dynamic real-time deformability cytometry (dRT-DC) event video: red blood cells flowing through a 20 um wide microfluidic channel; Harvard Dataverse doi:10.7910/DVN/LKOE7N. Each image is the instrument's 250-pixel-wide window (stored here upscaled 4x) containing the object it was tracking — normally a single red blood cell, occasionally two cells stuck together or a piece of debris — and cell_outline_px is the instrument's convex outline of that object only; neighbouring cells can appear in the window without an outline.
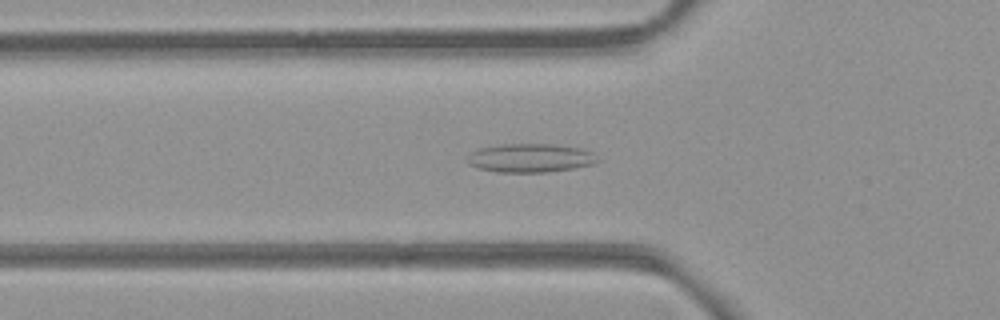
{"species": "common noctule bat (a hibernating species)", "species_latin": "Nyctalus noctula", "temperature_condition": "room temperature", "stored_images_in_passage": 54, "camera_frame_rate_fps": 3000, "um_per_image_px": 0.085, "animal": {"sex": "female", "body_mass_g": 21.9}, "frame": {"image": 1, "passage_image": 19, "time_ms": 6.0, "image_size_px": [1000, 320], "cell_outline_px": [[600, 160], [592, 164], [576, 168], [548, 172], [496, 172], [480, 168], [468, 164], [468, 156], [476, 148], [500, 144], [552, 144], [580, 148], [592, 152]], "centroid_in_image_um": [45.08, 13.42], "position_along_channel_um": 80.7, "area_um2": 21.85}}
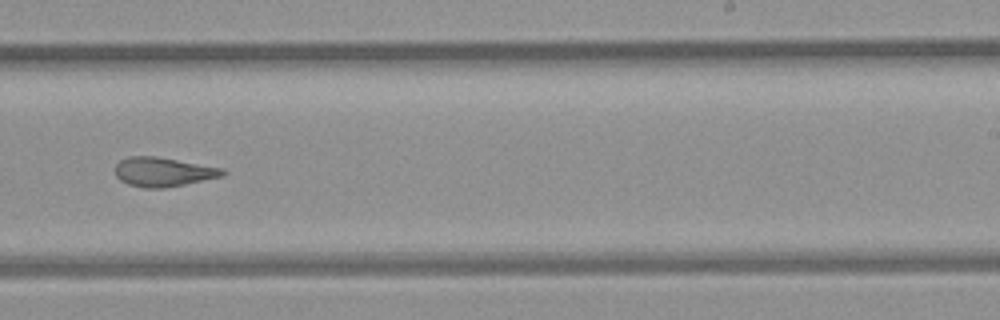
{"frame": {"image": 2, "passage_image": 34, "time_ms": 11.0, "image_size_px": [1000, 320], "cell_outline_px": [[228, 172], [224, 176], [164, 188], [144, 188], [128, 184], [120, 180], [116, 176], [116, 164], [120, 160], [128, 156], [156, 156], [224, 168]], "centroid_in_image_um": [13.89, 14.61], "position_along_channel_um": 275.1, "area_um2": 18.38}}
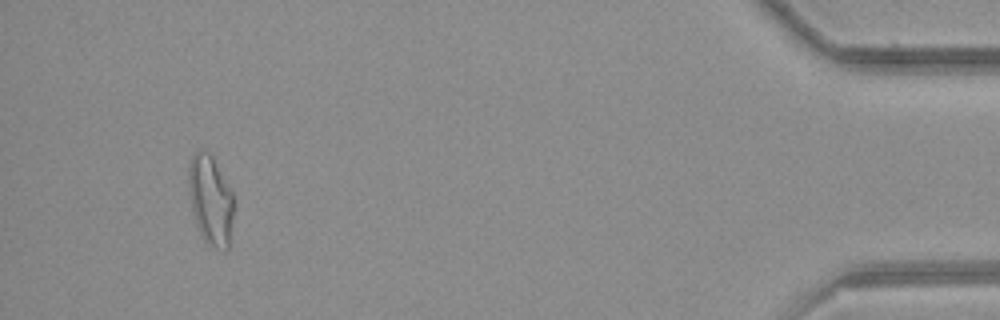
{"frame": {"image": 3, "passage_image": 51, "time_ms": 16.667, "image_size_px": [1000, 320], "cell_outline_px": [[232, 216], [228, 248], [224, 252], [208, 244], [204, 240], [196, 224], [192, 212], [188, 184], [188, 168], [192, 152], [200, 148], [204, 148], [212, 156], [232, 192]], "centroid_in_image_um": [17.86, 16.96], "position_along_channel_um": 417.3, "area_um2": 23.52}, "authors_computed_cell_mechanics": {"area_um2": 20.7502, "velocity_mm_per_s": 3.8757, "shape_relaxation_time_tau1_ms": null, "shape_relaxation_time_tau2_ms": 3.236, "deformation_change_tau1": null, "deformation_change_tau2": 0.1093}}